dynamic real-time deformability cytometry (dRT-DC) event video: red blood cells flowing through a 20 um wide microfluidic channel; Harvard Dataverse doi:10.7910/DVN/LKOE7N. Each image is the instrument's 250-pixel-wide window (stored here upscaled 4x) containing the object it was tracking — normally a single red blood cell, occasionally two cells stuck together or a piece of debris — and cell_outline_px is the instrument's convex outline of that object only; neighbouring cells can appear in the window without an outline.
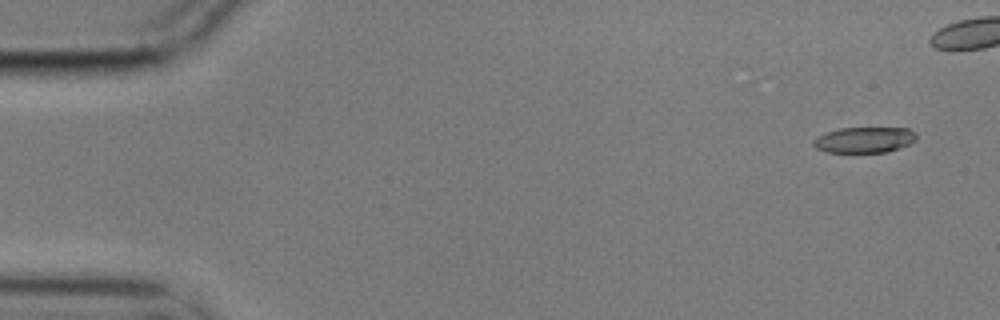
{"species": "common noctule bat (a hibernating species)", "species_latin": "Nyctalus noctula", "temperature_condition": "cold", "stored_images_in_passage": 5, "camera_frame_rate_fps": 3000, "um_per_image_px": 0.085, "animal": {"sex": "male", "body_mass_g": 17.9}, "frame": {"image": 1, "passage_image": 1, "time_ms": 0.0, "image_size_px": [1000, 320], "cell_outline_px": [[916, 140], [908, 144], [888, 152], [824, 152], [816, 148], [812, 144], [812, 140], [816, 136], [824, 132], [840, 128], [908, 128], [916, 132]], "centroid_in_image_um": [73.42, 11.88], "position_along_channel_um": 11.6, "area_um2": 15.61}}